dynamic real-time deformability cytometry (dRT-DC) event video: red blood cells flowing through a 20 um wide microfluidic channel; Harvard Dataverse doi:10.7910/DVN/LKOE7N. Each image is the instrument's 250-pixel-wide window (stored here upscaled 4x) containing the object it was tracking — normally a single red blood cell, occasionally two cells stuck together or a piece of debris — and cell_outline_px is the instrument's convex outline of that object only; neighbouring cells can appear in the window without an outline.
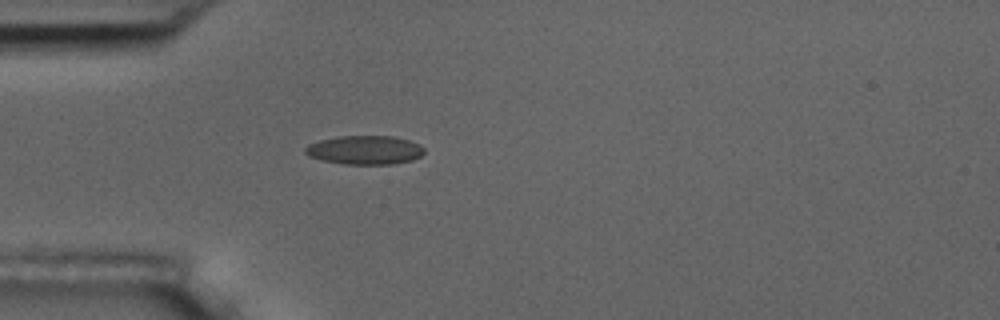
{"species": "common noctule bat (a hibernating species)", "species_latin": "Nyctalus noctula", "temperature_condition": "room temperature", "stored_images_in_passage": 3, "camera_frame_rate_fps": 3000, "um_per_image_px": 0.085, "animal": {"sex": "male", "body_mass_g": 17.5, "forearm_length_mm": 52.3}, "frame": {"image": 1, "passage_image": 3, "time_ms": 3.333, "image_size_px": [1000, 320], "cell_outline_px": [[424, 152], [420, 156], [412, 160], [392, 164], [344, 164], [320, 160], [308, 156], [304, 152], [304, 148], [308, 144], [320, 140], [340, 136], [392, 136], [408, 140], [420, 144], [424, 148]], "centroid_in_image_um": [30.98, 12.75], "position_along_channel_um": 54.0, "area_um2": 20.06}}